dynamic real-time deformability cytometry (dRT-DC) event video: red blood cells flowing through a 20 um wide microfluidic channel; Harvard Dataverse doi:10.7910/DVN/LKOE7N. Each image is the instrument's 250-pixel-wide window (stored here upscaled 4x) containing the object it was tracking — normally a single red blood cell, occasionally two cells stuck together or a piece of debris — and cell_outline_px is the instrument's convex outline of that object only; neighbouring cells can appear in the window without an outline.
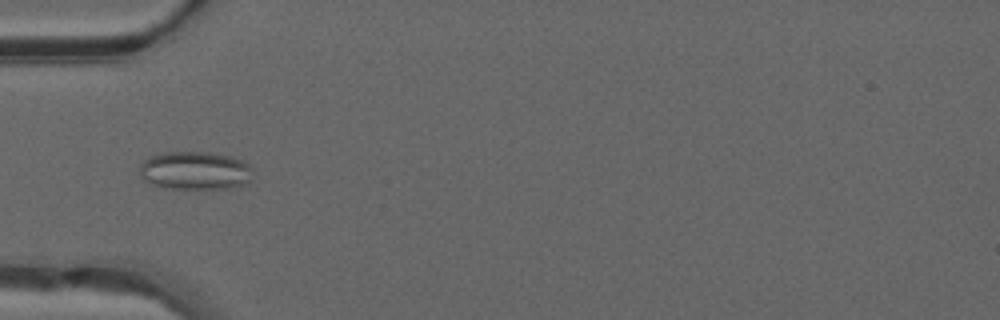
{"species": "common noctule bat (a hibernating species)", "species_latin": "Nyctalus noctula", "temperature_condition": "warm", "stored_images_in_passage": 16, "camera_frame_rate_fps": 3000, "um_per_image_px": 0.085, "animal": {"sex": "male", "forearm_length_mm": 52.5}, "frame": {"image": 1, "passage_image": 3, "time_ms": 0.667, "image_size_px": [1000, 320], "cell_outline_px": [[252, 180], [244, 184], [232, 188], [172, 188], [152, 184], [144, 180], [140, 176], [140, 168], [144, 160], [160, 152], [208, 152], [232, 156], [244, 160], [252, 168]], "centroid_in_image_um": [16.62, 14.49], "position_along_channel_um": 68.4, "area_um2": 25.32}}
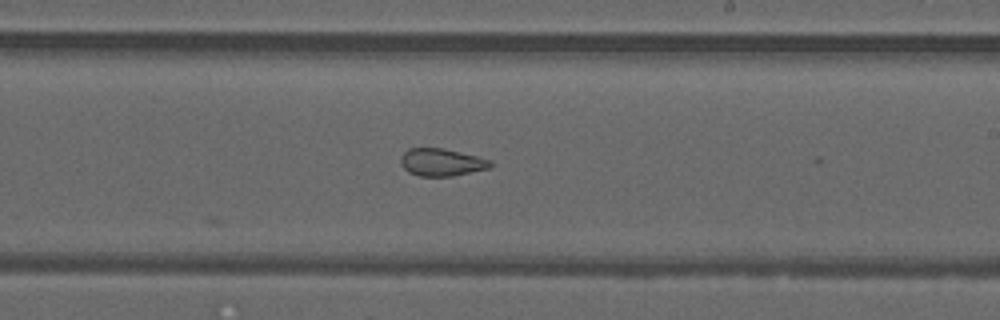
{"frame": {"image": 2, "passage_image": 16, "time_ms": 5.0, "image_size_px": [1000, 320], "cell_outline_px": [[492, 168], [452, 176], [420, 176], [408, 172], [400, 164], [400, 156], [408, 148], [444, 148], [492, 160]], "centroid_in_image_um": [37.53, 13.79], "position_along_channel_um": 251.5, "area_um2": 14.51}}